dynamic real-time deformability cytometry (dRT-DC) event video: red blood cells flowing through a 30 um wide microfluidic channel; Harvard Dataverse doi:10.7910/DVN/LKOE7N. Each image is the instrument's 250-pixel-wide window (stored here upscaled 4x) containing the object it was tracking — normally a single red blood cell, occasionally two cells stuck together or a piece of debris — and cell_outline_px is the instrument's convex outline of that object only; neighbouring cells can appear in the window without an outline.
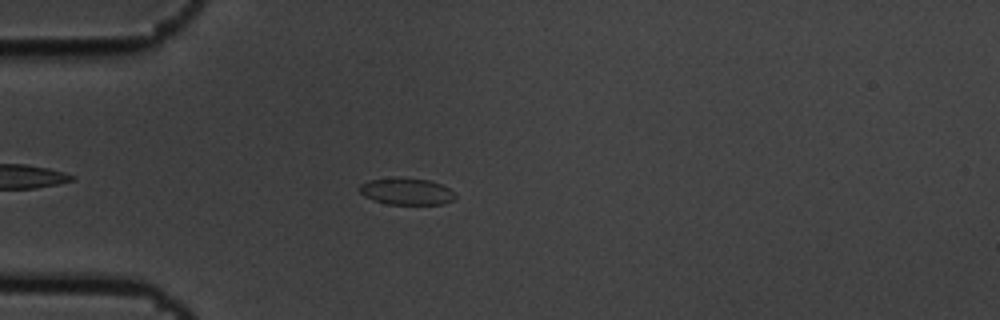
{"species": "common noctule bat (a hibernating species)", "species_latin": "Nyctalus noctula", "temperature_condition": "cold", "stored_images_in_passage": 4, "camera_frame_rate_fps": 3000, "um_per_image_px": 0.085, "animal": {"sex": "male", "body_mass_g": 19.5, "forearm_length_mm": 54.6}, "frame": {"image": 1, "passage_image": 3, "time_ms": 0.667, "image_size_px": [1000, 320], "cell_outline_px": [[456, 196], [452, 200], [444, 204], [388, 204], [372, 200], [364, 196], [356, 188], [360, 184], [368, 180], [428, 180], [440, 184], [456, 192]], "centroid_in_image_um": [34.55, 16.32], "position_along_channel_um": 50.4, "area_um2": 14.39}}